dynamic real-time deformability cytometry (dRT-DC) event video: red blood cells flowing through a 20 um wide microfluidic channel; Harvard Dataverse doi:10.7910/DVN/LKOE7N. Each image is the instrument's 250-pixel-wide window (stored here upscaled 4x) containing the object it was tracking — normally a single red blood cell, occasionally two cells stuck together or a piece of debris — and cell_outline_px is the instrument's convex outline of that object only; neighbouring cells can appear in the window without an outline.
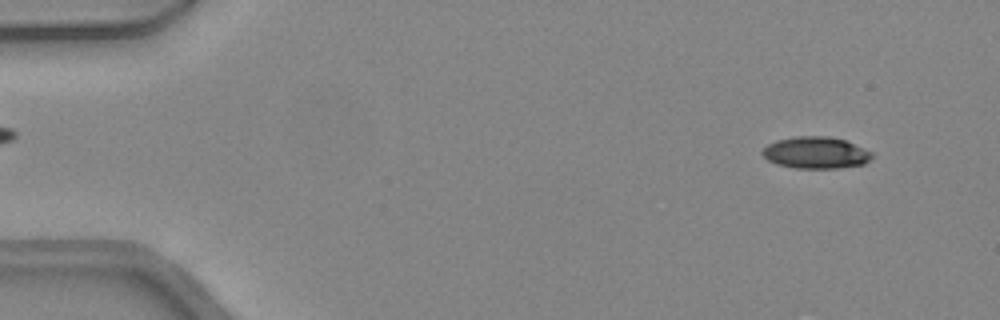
{"species": "common noctule bat (a hibernating species)", "species_latin": "Nyctalus noctula", "temperature_condition": "warm", "stored_images_in_passage": 47, "camera_frame_rate_fps": 3000, "um_per_image_px": 0.085, "animal": {"sex": "female", "body_mass_g": 24.6, "forearm_length_mm": 56.2}, "frame": {"image": 1, "passage_image": 4, "time_ms": 1.0, "image_size_px": [1000, 320], "cell_outline_px": [[872, 156], [864, 164], [840, 168], [796, 168], [776, 164], [768, 160], [760, 152], [768, 144], [776, 140], [796, 136], [828, 136], [844, 140], [872, 152]], "centroid_in_image_um": [69.31, 12.98], "position_along_channel_um": 15.7, "area_um2": 20.17}}
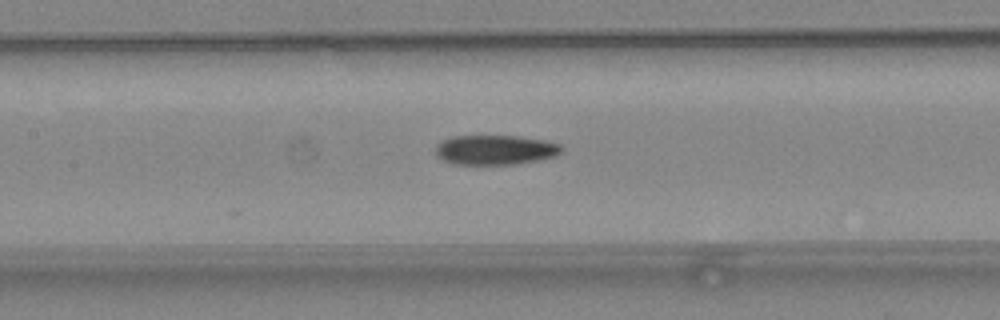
{"frame": {"image": 2, "passage_image": 22, "time_ms": 7.0, "image_size_px": [1000, 320], "cell_outline_px": [[564, 148], [556, 156], [516, 164], [452, 164], [436, 156], [436, 144], [440, 140], [452, 136], [516, 136], [544, 140], [560, 144]], "centroid_in_image_um": [42.06, 12.73], "position_along_channel_um": 165.3, "area_um2": 21.85}}
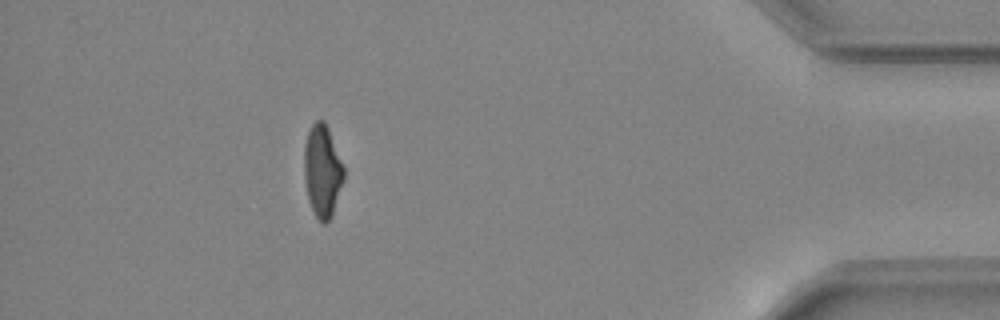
{"frame": {"image": 3, "passage_image": 42, "time_ms": 13.667, "image_size_px": [1000, 320], "cell_outline_px": [[344, 180], [332, 216], [324, 224], [316, 216], [308, 200], [304, 176], [304, 144], [308, 132], [312, 124], [316, 120], [324, 120], [328, 128], [344, 168]], "centroid_in_image_um": [27.4, 14.53], "position_along_channel_um": 407.8, "area_um2": 21.21}, "authors_computed_cell_mechanics": {"area_um2": 21.8484, "velocity_mm_per_s": 4.4204, "shape_relaxation_time_tau1_ms": 10.7461, "shape_relaxation_time_tau2_ms": 3.1649, "deformation_change_tau1": 0.2756, "deformation_change_tau2": 0.1125}}